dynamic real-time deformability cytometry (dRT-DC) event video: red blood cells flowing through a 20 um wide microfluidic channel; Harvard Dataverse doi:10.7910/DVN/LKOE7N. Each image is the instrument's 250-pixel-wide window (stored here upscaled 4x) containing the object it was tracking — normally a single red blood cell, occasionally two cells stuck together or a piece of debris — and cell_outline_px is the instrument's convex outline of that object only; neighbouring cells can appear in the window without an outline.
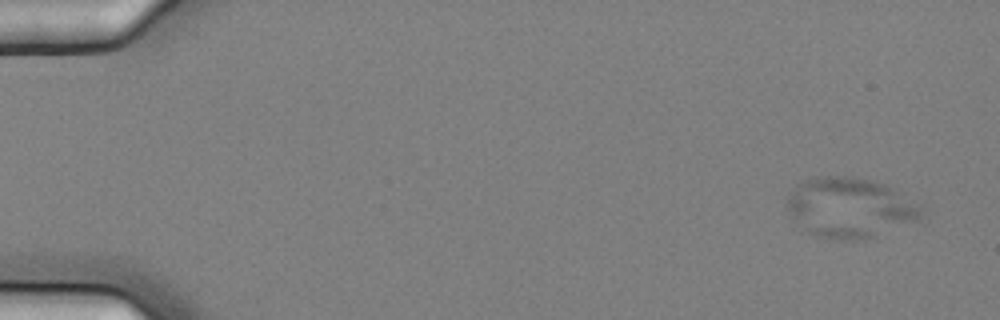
{"species": "common noctule bat (a hibernating species)", "species_latin": "Nyctalus noctula", "temperature_condition": "cold", "stored_images_in_passage": 7, "camera_frame_rate_fps": 3000, "um_per_image_px": 0.085, "animal": {"sex": "female", "body_mass_g": 25.1}, "frame": {"image": 1, "passage_image": 2, "time_ms": 0.333, "image_size_px": [1000, 320], "cell_outline_px": [[920, 216], [916, 220], [876, 236], [856, 240], [832, 240], [816, 236], [796, 220], [792, 216], [788, 208], [788, 196], [804, 180], [812, 176], [856, 176], [876, 180], [892, 188], [920, 204]], "centroid_in_image_um": [72.25, 17.63], "position_along_channel_um": 12.7, "area_um2": 46.47}}
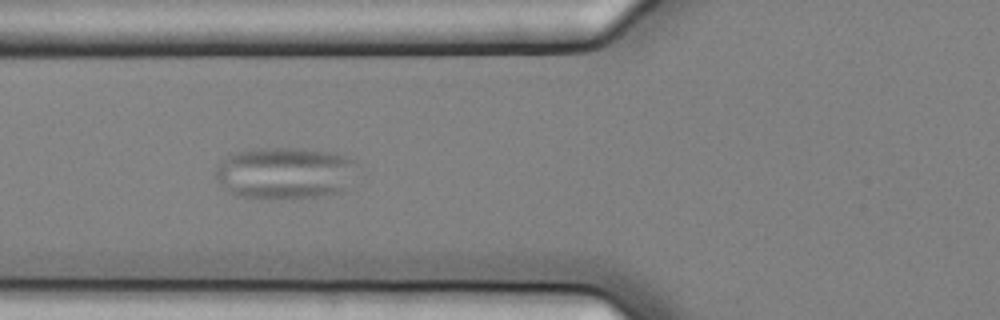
{"frame": {"image": 2, "passage_image": 6, "time_ms": 1.667, "image_size_px": [1000, 320], "cell_outline_px": [[356, 164], [348, 188], [340, 192], [316, 196], [236, 196], [228, 192], [224, 188], [216, 176], [216, 168], [228, 156], [236, 152], [252, 148], [296, 148], [332, 152], [356, 160]], "centroid_in_image_um": [24.24, 14.66], "position_along_channel_um": 101.6, "area_um2": 41.91}}